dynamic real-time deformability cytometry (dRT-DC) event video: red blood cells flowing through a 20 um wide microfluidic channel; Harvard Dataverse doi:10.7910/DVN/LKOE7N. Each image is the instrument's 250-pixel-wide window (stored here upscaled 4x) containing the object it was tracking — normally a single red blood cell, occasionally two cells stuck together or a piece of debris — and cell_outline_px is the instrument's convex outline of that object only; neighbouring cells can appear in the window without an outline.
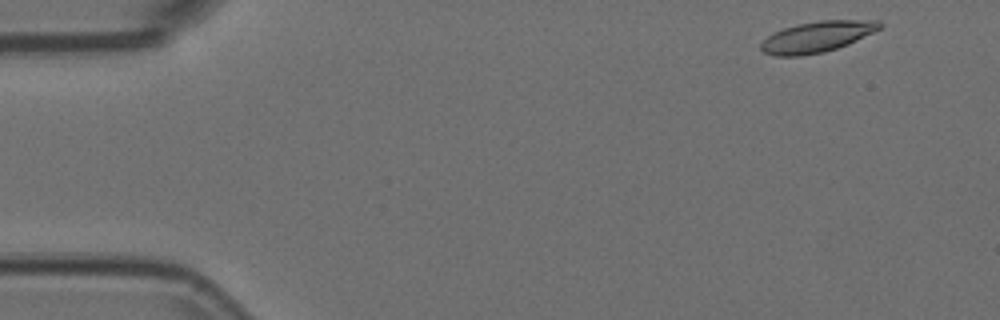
{"species": "Egyptian fruit bat (a non-hibernating species)", "species_latin": "Rousettus aegyptiacus", "temperature_condition": "room temperature", "stored_images_in_passage": 52, "camera_frame_rate_fps": 3000, "um_per_image_px": 0.085, "animal": {"sex": "female"}, "frame": {"image": 1, "passage_image": 2, "time_ms": 0.333, "image_size_px": [1000, 320], "cell_outline_px": [[884, 24], [880, 28], [848, 44], [824, 52], [800, 56], [776, 56], [764, 52], [760, 48], [760, 44], [768, 36], [784, 28], [800, 24], [820, 20], [880, 20]], "centroid_in_image_um": [69.46, 3.13], "position_along_channel_um": 15.5, "area_um2": 21.1}}
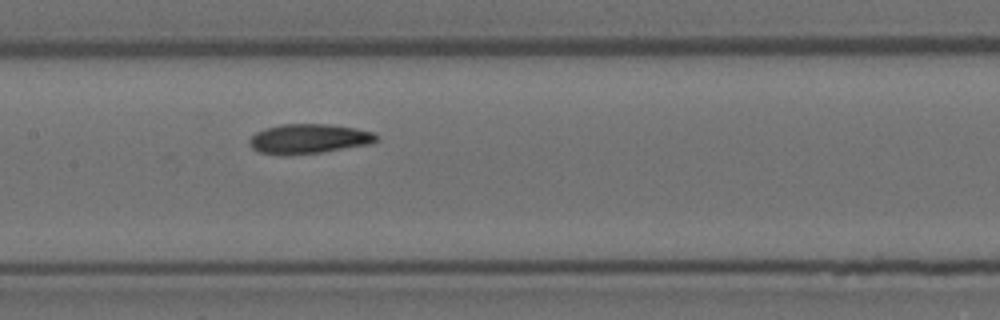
{"frame": {"image": 2, "passage_image": 24, "time_ms": 7.667, "image_size_px": [1000, 320], "cell_outline_px": [[380, 136], [372, 144], [320, 152], [284, 156], [260, 152], [252, 148], [248, 144], [248, 140], [256, 132], [264, 128], [280, 124], [328, 124], [356, 128], [372, 132]], "centroid_in_image_um": [26.23, 11.8], "position_along_channel_um": 181.2, "area_um2": 22.14}}
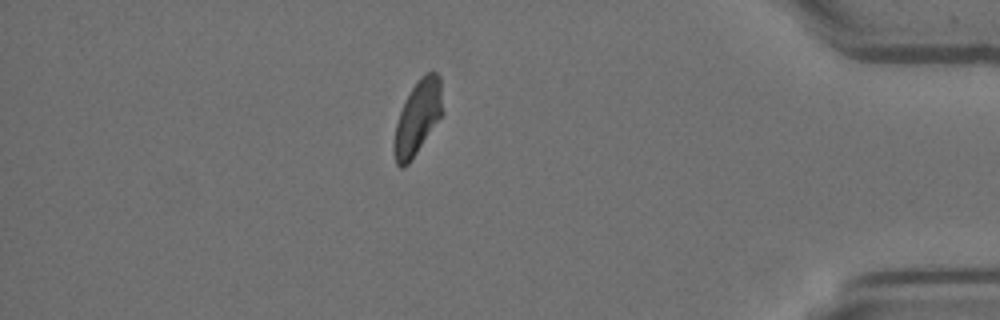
{"frame": {"image": 3, "passage_image": 45, "time_ms": 14.667, "image_size_px": [1000, 320], "cell_outline_px": [[444, 112], [408, 164], [404, 168], [400, 168], [396, 164], [392, 148], [392, 144], [396, 124], [400, 112], [412, 88], [420, 76], [428, 72], [436, 72], [440, 76]], "centroid_in_image_um": [35.5, 10.0], "position_along_channel_um": 399.7, "area_um2": 20.87}, "authors_computed_cell_mechanics": {"area_um2": 21.5016, "velocity_mm_per_s": 3.7052, "shape_relaxation_time_tau1_ms": 5.0662, "shape_relaxation_time_tau2_ms": 3.0633, "deformation_change_tau1": 0.1562, "deformation_change_tau2": 0.0824}}